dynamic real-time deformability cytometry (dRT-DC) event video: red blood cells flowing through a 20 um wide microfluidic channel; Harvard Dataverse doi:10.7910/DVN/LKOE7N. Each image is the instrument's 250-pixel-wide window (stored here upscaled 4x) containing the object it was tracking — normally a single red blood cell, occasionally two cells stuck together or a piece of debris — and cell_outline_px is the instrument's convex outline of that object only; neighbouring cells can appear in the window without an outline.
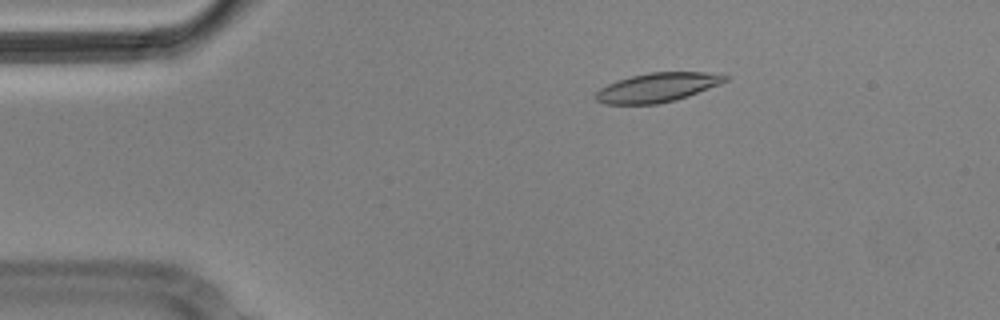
{"species": "Egyptian fruit bat (a non-hibernating species)", "species_latin": "Rousettus aegyptiacus", "temperature_condition": "cold", "stored_images_in_passage": 7, "camera_frame_rate_fps": 3000, "um_per_image_px": 0.085, "animal": {"sex": "male"}, "frame": {"image": 1, "passage_image": 3, "time_ms": 0.667, "image_size_px": [1000, 320], "cell_outline_px": [[728, 80], [720, 84], [688, 96], [676, 100], [656, 104], [604, 104], [596, 100], [596, 92], [600, 88], [608, 84], [632, 76], [648, 72], [704, 72], [728, 76]], "centroid_in_image_um": [55.88, 7.44], "position_along_channel_um": 29.1, "area_um2": 21.79}}
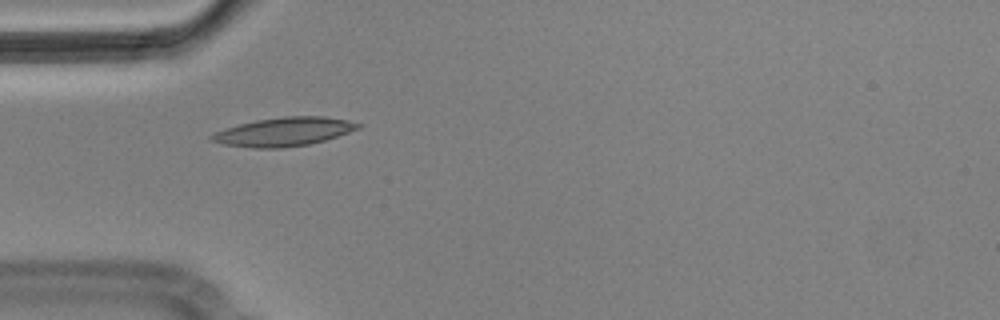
{"frame": {"image": 2, "passage_image": 5, "time_ms": 1.333, "image_size_px": [1000, 320], "cell_outline_px": [[364, 124], [360, 128], [324, 140], [308, 144], [280, 148], [256, 148], [224, 144], [208, 140], [208, 136], [224, 128], [256, 120], [284, 116], [324, 116], [348, 120]], "centroid_in_image_um": [24.12, 11.19], "position_along_channel_um": 60.9, "area_um2": 24.39}}